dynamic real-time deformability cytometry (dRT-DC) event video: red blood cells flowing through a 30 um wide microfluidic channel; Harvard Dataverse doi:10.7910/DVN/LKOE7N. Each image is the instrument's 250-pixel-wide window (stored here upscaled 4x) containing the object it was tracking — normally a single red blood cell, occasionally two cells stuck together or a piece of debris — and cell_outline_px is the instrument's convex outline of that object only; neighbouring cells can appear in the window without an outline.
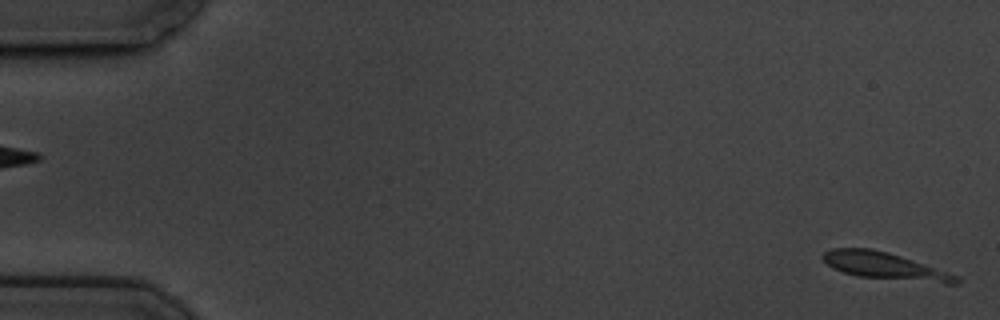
{"species": "common noctule bat (a hibernating species)", "species_latin": "Nyctalus noctula", "temperature_condition": "cold", "stored_images_in_passage": 12, "camera_frame_rate_fps": 3000, "um_per_image_px": 0.085, "animal": {"sex": "male", "body_mass_g": 19.5, "forearm_length_mm": 54.6}, "frame": {"image": 1, "passage_image": 1, "time_ms": 0.0, "image_size_px": [1000, 320], "cell_outline_px": [[960, 284], [944, 284], [856, 276], [832, 268], [820, 256], [824, 252], [832, 248], [872, 248], [888, 252], [948, 272], [956, 276], [960, 280]], "centroid_in_image_um": [75.2, 22.62], "position_along_channel_um": 9.8, "area_um2": 20.92}}